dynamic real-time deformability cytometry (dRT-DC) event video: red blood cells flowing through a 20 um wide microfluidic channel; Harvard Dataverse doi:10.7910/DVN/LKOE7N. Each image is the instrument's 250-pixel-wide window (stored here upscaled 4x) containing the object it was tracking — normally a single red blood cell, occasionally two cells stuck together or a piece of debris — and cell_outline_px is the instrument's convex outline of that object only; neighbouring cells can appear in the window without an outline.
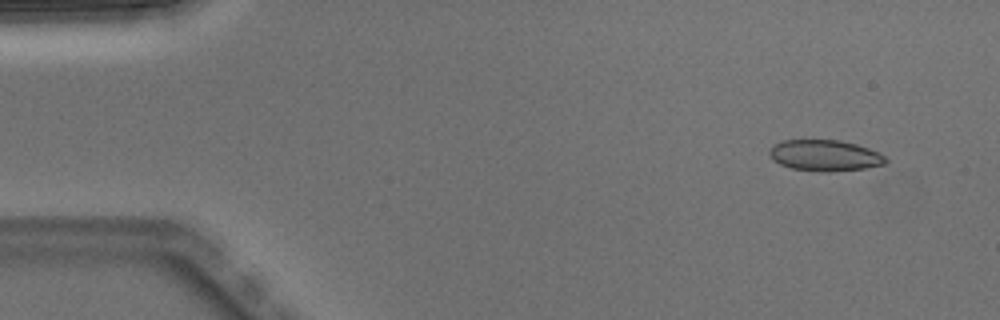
{"species": "Egyptian fruit bat (a non-hibernating species)", "species_latin": "Rousettus aegyptiacus", "temperature_condition": "warm", "stored_images_in_passage": 5, "camera_frame_rate_fps": 3000, "um_per_image_px": 0.085, "animal": {"sex": "male"}, "frame": {"image": 1, "passage_image": 1, "time_ms": 0.0, "image_size_px": [1000, 320], "cell_outline_px": [[888, 160], [884, 164], [864, 168], [828, 172], [792, 168], [780, 164], [772, 160], [768, 152], [776, 144], [784, 140], [840, 140], [856, 144], [868, 148], [884, 156]], "centroid_in_image_um": [70.1, 13.21], "position_along_channel_um": 14.9, "area_um2": 20.75}}
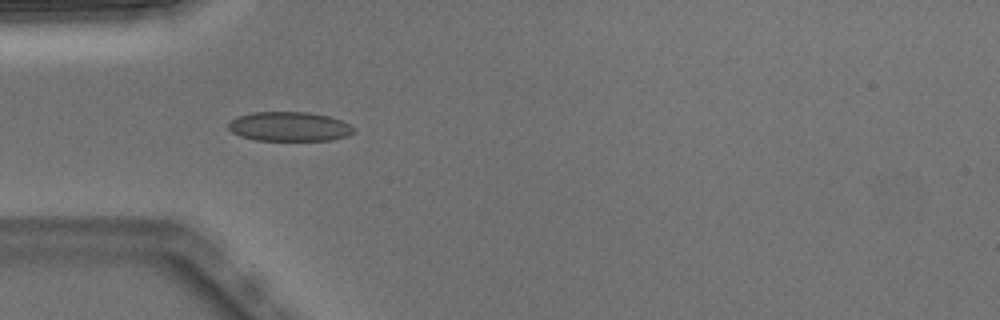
{"frame": {"image": 2, "passage_image": 4, "time_ms": 1.0, "image_size_px": [1000, 320], "cell_outline_px": [[356, 132], [348, 136], [328, 140], [256, 140], [240, 136], [232, 132], [228, 128], [228, 124], [236, 116], [252, 112], [308, 112], [328, 116], [340, 120], [356, 128]], "centroid_in_image_um": [24.6, 10.75], "position_along_channel_um": 60.4, "area_um2": 21.5}}